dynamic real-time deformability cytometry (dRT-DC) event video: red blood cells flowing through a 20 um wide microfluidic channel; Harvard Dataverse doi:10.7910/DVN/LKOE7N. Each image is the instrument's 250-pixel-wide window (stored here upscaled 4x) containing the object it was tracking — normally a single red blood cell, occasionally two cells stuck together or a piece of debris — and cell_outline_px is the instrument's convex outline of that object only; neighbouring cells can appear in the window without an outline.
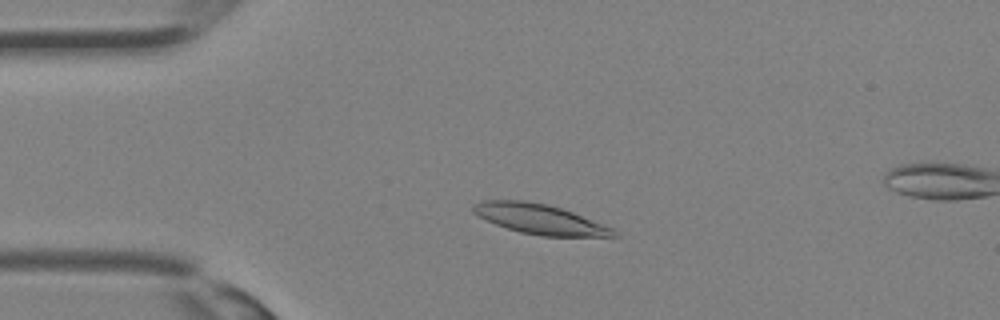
{"species": "Egyptian fruit bat (a non-hibernating species)", "species_latin": "Rousettus aegyptiacus", "temperature_condition": "room temperature", "stored_images_in_passage": 8, "camera_frame_rate_fps": 3000, "um_per_image_px": 0.085, "animal": {"sex": "female"}, "frame": {"image": 1, "passage_image": 5, "time_ms": 1.333, "image_size_px": [1000, 320], "cell_outline_px": [[592, 224], [584, 236], [552, 236], [528, 232], [512, 228], [500, 224], [492, 220], [492, 216], [500, 204], [536, 204], [568, 212]], "centroid_in_image_um": [45.95, 18.71], "position_along_channel_um": 39.1, "area_um2": 16.36}}